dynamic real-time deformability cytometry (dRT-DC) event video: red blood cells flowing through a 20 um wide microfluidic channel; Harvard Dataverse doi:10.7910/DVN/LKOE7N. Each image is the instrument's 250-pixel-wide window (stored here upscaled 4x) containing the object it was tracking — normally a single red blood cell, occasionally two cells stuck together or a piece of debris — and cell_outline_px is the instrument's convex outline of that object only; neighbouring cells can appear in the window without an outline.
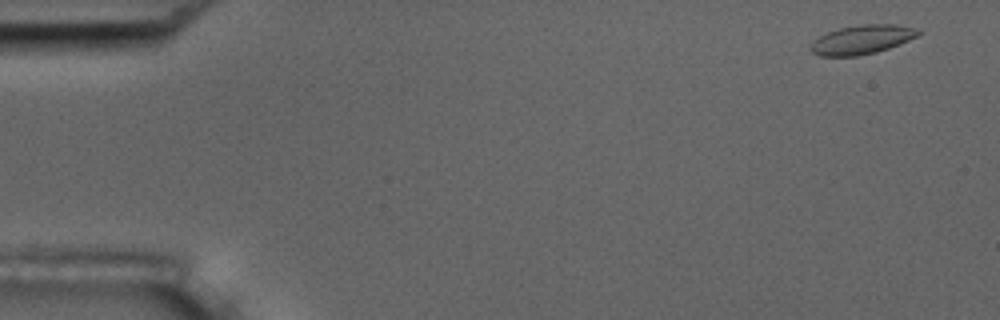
{"species": "common noctule bat (a hibernating species)", "species_latin": "Nyctalus noctula", "temperature_condition": "room temperature", "stored_images_in_passage": 4, "camera_frame_rate_fps": 3000, "um_per_image_px": 0.085, "animal": {"sex": "male", "body_mass_g": 17.5, "forearm_length_mm": 52.3}, "frame": {"image": 1, "passage_image": 1, "time_ms": 0.0, "image_size_px": [1000, 320], "cell_outline_px": [[924, 32], [900, 44], [876, 52], [856, 56], [820, 56], [812, 52], [812, 44], [820, 36], [828, 32], [840, 28], [860, 24], [896, 24], [920, 28]], "centroid_in_image_um": [73.35, 3.35], "position_along_channel_um": 11.7, "area_um2": 18.15}}